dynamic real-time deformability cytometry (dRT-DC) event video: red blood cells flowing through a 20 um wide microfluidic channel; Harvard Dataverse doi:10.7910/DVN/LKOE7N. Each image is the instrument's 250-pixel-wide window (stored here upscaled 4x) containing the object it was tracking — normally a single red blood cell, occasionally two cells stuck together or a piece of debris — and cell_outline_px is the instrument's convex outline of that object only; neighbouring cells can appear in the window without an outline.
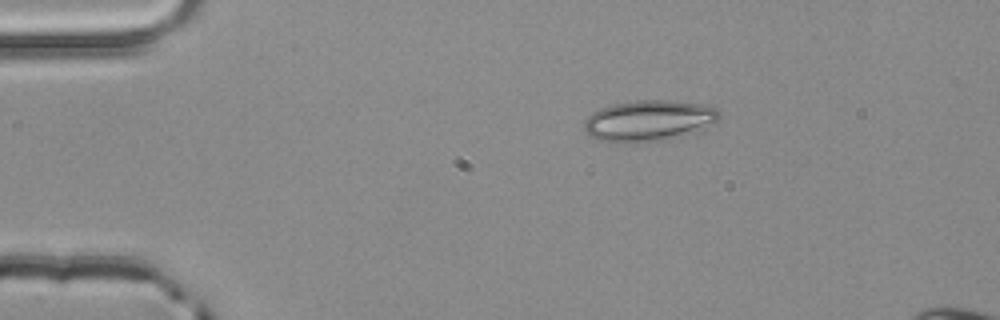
{"species": "common noctule bat (a hibernating species)", "species_latin": "Nyctalus noctula", "temperature_condition": "room temperature", "stored_images_in_passage": 5, "camera_frame_rate_fps": 3000, "um_per_image_px": 0.085, "animal": {"sex": "male", "body_mass_g": 20.4}, "frame": {"image": 1, "passage_image": 5, "time_ms": 1.333, "image_size_px": [1000, 320], "cell_outline_px": [[720, 116], [716, 120], [680, 136], [664, 140], [628, 144], [620, 144], [596, 140], [588, 136], [584, 128], [584, 120], [592, 112], [600, 108], [616, 104], [636, 100], [672, 100], [700, 104], [716, 108], [720, 112]], "centroid_in_image_um": [55.02, 10.27], "position_along_channel_um": 30.0, "area_um2": 32.19}}